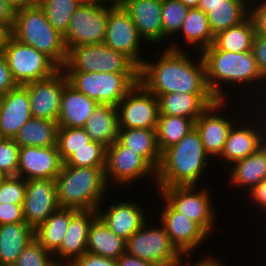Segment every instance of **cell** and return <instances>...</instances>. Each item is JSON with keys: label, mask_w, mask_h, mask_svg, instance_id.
<instances>
[{"label": "cell", "mask_w": 266, "mask_h": 266, "mask_svg": "<svg viewBox=\"0 0 266 266\" xmlns=\"http://www.w3.org/2000/svg\"><path fill=\"white\" fill-rule=\"evenodd\" d=\"M178 41L167 45L160 57L158 54V60H143L139 67V83L154 95L211 93L206 83L205 64L201 53L197 52L199 58H196L198 61L195 62L191 55L177 44Z\"/></svg>", "instance_id": "6da1fadb"}, {"label": "cell", "mask_w": 266, "mask_h": 266, "mask_svg": "<svg viewBox=\"0 0 266 266\" xmlns=\"http://www.w3.org/2000/svg\"><path fill=\"white\" fill-rule=\"evenodd\" d=\"M201 56L205 64L208 89L216 100H227L226 97H229L226 94L227 90L223 89L226 84L227 86L230 85L228 88L231 86L235 88L236 85L241 87L242 85L241 89H243L245 86L243 91H246V89L251 91L252 88L256 92L253 96L259 95L255 97L254 103L257 101L260 103L259 99L261 100L263 97L262 101L266 100V79L262 76L252 51L241 53L227 52L217 49L212 44L201 52ZM255 88L256 90L258 89V93Z\"/></svg>", "instance_id": "7a4b0ae2"}, {"label": "cell", "mask_w": 266, "mask_h": 266, "mask_svg": "<svg viewBox=\"0 0 266 266\" xmlns=\"http://www.w3.org/2000/svg\"><path fill=\"white\" fill-rule=\"evenodd\" d=\"M210 159L199 132L193 128L177 144L161 153L155 187L198 186Z\"/></svg>", "instance_id": "3957f363"}, {"label": "cell", "mask_w": 266, "mask_h": 266, "mask_svg": "<svg viewBox=\"0 0 266 266\" xmlns=\"http://www.w3.org/2000/svg\"><path fill=\"white\" fill-rule=\"evenodd\" d=\"M55 181L59 207L97 211L108 193L105 167L63 164Z\"/></svg>", "instance_id": "277c9868"}, {"label": "cell", "mask_w": 266, "mask_h": 266, "mask_svg": "<svg viewBox=\"0 0 266 266\" xmlns=\"http://www.w3.org/2000/svg\"><path fill=\"white\" fill-rule=\"evenodd\" d=\"M11 35L48 56L59 68L67 58L63 35L48 22L39 5L15 12Z\"/></svg>", "instance_id": "5b68a950"}, {"label": "cell", "mask_w": 266, "mask_h": 266, "mask_svg": "<svg viewBox=\"0 0 266 266\" xmlns=\"http://www.w3.org/2000/svg\"><path fill=\"white\" fill-rule=\"evenodd\" d=\"M68 83L98 104L117 106L139 83V73L65 72Z\"/></svg>", "instance_id": "8992f818"}, {"label": "cell", "mask_w": 266, "mask_h": 266, "mask_svg": "<svg viewBox=\"0 0 266 266\" xmlns=\"http://www.w3.org/2000/svg\"><path fill=\"white\" fill-rule=\"evenodd\" d=\"M61 69L64 72L139 73V67L129 57L104 43L68 49Z\"/></svg>", "instance_id": "52a82bcc"}, {"label": "cell", "mask_w": 266, "mask_h": 266, "mask_svg": "<svg viewBox=\"0 0 266 266\" xmlns=\"http://www.w3.org/2000/svg\"><path fill=\"white\" fill-rule=\"evenodd\" d=\"M190 186L156 187L160 197L178 213L199 224L210 236L216 225V212L209 189ZM196 190V191H195Z\"/></svg>", "instance_id": "ba28073f"}, {"label": "cell", "mask_w": 266, "mask_h": 266, "mask_svg": "<svg viewBox=\"0 0 266 266\" xmlns=\"http://www.w3.org/2000/svg\"><path fill=\"white\" fill-rule=\"evenodd\" d=\"M3 54L17 85H24L51 77L60 68L44 53L20 42L12 35Z\"/></svg>", "instance_id": "9c48e42d"}, {"label": "cell", "mask_w": 266, "mask_h": 266, "mask_svg": "<svg viewBox=\"0 0 266 266\" xmlns=\"http://www.w3.org/2000/svg\"><path fill=\"white\" fill-rule=\"evenodd\" d=\"M108 3L82 2L71 16L63 35L66 49L103 43L106 34Z\"/></svg>", "instance_id": "30bf717a"}, {"label": "cell", "mask_w": 266, "mask_h": 266, "mask_svg": "<svg viewBox=\"0 0 266 266\" xmlns=\"http://www.w3.org/2000/svg\"><path fill=\"white\" fill-rule=\"evenodd\" d=\"M150 220L126 241V252L142 260L150 261L158 266H171L178 260L182 254L173 245L164 229L159 222L151 226ZM149 224V226H148Z\"/></svg>", "instance_id": "8fae6325"}, {"label": "cell", "mask_w": 266, "mask_h": 266, "mask_svg": "<svg viewBox=\"0 0 266 266\" xmlns=\"http://www.w3.org/2000/svg\"><path fill=\"white\" fill-rule=\"evenodd\" d=\"M256 106V109L253 110H255L257 116L259 117L254 115L256 118H253V115L250 116L247 114H245L246 116H243L245 119L239 117L241 120L239 121L238 119V122L236 121L229 130L227 139L224 143V148L217 160L222 159L224 163L226 160V163L230 164L229 166H231L232 163L251 155L266 142V118L265 115H263L264 113L262 110L259 111L261 107L257 104ZM257 111H259V113ZM249 116L251 119L247 121L246 118ZM252 119H254L253 124L249 123L250 121L252 122ZM256 122L260 123H258L256 126ZM250 124L251 126H249Z\"/></svg>", "instance_id": "7c38bea8"}, {"label": "cell", "mask_w": 266, "mask_h": 266, "mask_svg": "<svg viewBox=\"0 0 266 266\" xmlns=\"http://www.w3.org/2000/svg\"><path fill=\"white\" fill-rule=\"evenodd\" d=\"M151 177L156 186V171L138 154L119 140L106 148L105 179L107 185L124 187L145 177ZM112 181V182H111Z\"/></svg>", "instance_id": "4fadbf2b"}, {"label": "cell", "mask_w": 266, "mask_h": 266, "mask_svg": "<svg viewBox=\"0 0 266 266\" xmlns=\"http://www.w3.org/2000/svg\"><path fill=\"white\" fill-rule=\"evenodd\" d=\"M142 41L144 39L124 8L121 5L108 3V18L103 43L111 49L125 54L140 67L145 60L141 55V48L144 47L140 44H145Z\"/></svg>", "instance_id": "5bb4252c"}, {"label": "cell", "mask_w": 266, "mask_h": 266, "mask_svg": "<svg viewBox=\"0 0 266 266\" xmlns=\"http://www.w3.org/2000/svg\"><path fill=\"white\" fill-rule=\"evenodd\" d=\"M120 129H156L158 99L140 83L136 84L117 105Z\"/></svg>", "instance_id": "9a60e30c"}, {"label": "cell", "mask_w": 266, "mask_h": 266, "mask_svg": "<svg viewBox=\"0 0 266 266\" xmlns=\"http://www.w3.org/2000/svg\"><path fill=\"white\" fill-rule=\"evenodd\" d=\"M162 202L164 204L161 207L160 216L157 215L158 222L164 226L178 251L182 255L191 257L193 250L196 251L198 247L200 248L210 235L199 224L175 211L163 198Z\"/></svg>", "instance_id": "2e32d148"}, {"label": "cell", "mask_w": 266, "mask_h": 266, "mask_svg": "<svg viewBox=\"0 0 266 266\" xmlns=\"http://www.w3.org/2000/svg\"><path fill=\"white\" fill-rule=\"evenodd\" d=\"M67 83V76L60 68L49 78L24 84L29 94L32 117L57 121Z\"/></svg>", "instance_id": "e0dca14e"}, {"label": "cell", "mask_w": 266, "mask_h": 266, "mask_svg": "<svg viewBox=\"0 0 266 266\" xmlns=\"http://www.w3.org/2000/svg\"><path fill=\"white\" fill-rule=\"evenodd\" d=\"M59 208L55 179L26 180L23 217L34 230Z\"/></svg>", "instance_id": "ac0fdd59"}, {"label": "cell", "mask_w": 266, "mask_h": 266, "mask_svg": "<svg viewBox=\"0 0 266 266\" xmlns=\"http://www.w3.org/2000/svg\"><path fill=\"white\" fill-rule=\"evenodd\" d=\"M226 103L228 99L216 100L195 121V128L200 134L204 149L212 160L221 155L229 130L238 121V118L228 119L220 113L228 107Z\"/></svg>", "instance_id": "d6986e66"}, {"label": "cell", "mask_w": 266, "mask_h": 266, "mask_svg": "<svg viewBox=\"0 0 266 266\" xmlns=\"http://www.w3.org/2000/svg\"><path fill=\"white\" fill-rule=\"evenodd\" d=\"M62 165L57 146L20 147L17 176L25 180L55 179Z\"/></svg>", "instance_id": "ffe728a7"}, {"label": "cell", "mask_w": 266, "mask_h": 266, "mask_svg": "<svg viewBox=\"0 0 266 266\" xmlns=\"http://www.w3.org/2000/svg\"><path fill=\"white\" fill-rule=\"evenodd\" d=\"M97 217V211L72 208V219L61 247L53 254L58 266H68L87 252L89 228Z\"/></svg>", "instance_id": "44dd1931"}, {"label": "cell", "mask_w": 266, "mask_h": 266, "mask_svg": "<svg viewBox=\"0 0 266 266\" xmlns=\"http://www.w3.org/2000/svg\"><path fill=\"white\" fill-rule=\"evenodd\" d=\"M103 203L97 209L98 217L110 230L125 241L138 231L149 218L146 211L142 209L143 205H138L134 200H119L107 208H103Z\"/></svg>", "instance_id": "7402d4cb"}, {"label": "cell", "mask_w": 266, "mask_h": 266, "mask_svg": "<svg viewBox=\"0 0 266 266\" xmlns=\"http://www.w3.org/2000/svg\"><path fill=\"white\" fill-rule=\"evenodd\" d=\"M120 5L130 15L146 44L163 42L162 0H122Z\"/></svg>", "instance_id": "603a6c76"}, {"label": "cell", "mask_w": 266, "mask_h": 266, "mask_svg": "<svg viewBox=\"0 0 266 266\" xmlns=\"http://www.w3.org/2000/svg\"><path fill=\"white\" fill-rule=\"evenodd\" d=\"M32 118L27 89L18 85L2 96L0 131L5 138H14L19 129Z\"/></svg>", "instance_id": "cb8c5ba5"}, {"label": "cell", "mask_w": 266, "mask_h": 266, "mask_svg": "<svg viewBox=\"0 0 266 266\" xmlns=\"http://www.w3.org/2000/svg\"><path fill=\"white\" fill-rule=\"evenodd\" d=\"M158 99L159 115L197 118L216 99L211 93H169L155 95Z\"/></svg>", "instance_id": "d4e9b609"}, {"label": "cell", "mask_w": 266, "mask_h": 266, "mask_svg": "<svg viewBox=\"0 0 266 266\" xmlns=\"http://www.w3.org/2000/svg\"><path fill=\"white\" fill-rule=\"evenodd\" d=\"M97 105V102L67 83L61 97V108L57 119L58 126L83 128Z\"/></svg>", "instance_id": "484cf974"}, {"label": "cell", "mask_w": 266, "mask_h": 266, "mask_svg": "<svg viewBox=\"0 0 266 266\" xmlns=\"http://www.w3.org/2000/svg\"><path fill=\"white\" fill-rule=\"evenodd\" d=\"M228 185L250 191L260 181L266 179V142L244 159L231 164Z\"/></svg>", "instance_id": "4316f807"}, {"label": "cell", "mask_w": 266, "mask_h": 266, "mask_svg": "<svg viewBox=\"0 0 266 266\" xmlns=\"http://www.w3.org/2000/svg\"><path fill=\"white\" fill-rule=\"evenodd\" d=\"M91 140L106 148L118 140L119 117L117 106L98 104L83 127Z\"/></svg>", "instance_id": "83f0119b"}, {"label": "cell", "mask_w": 266, "mask_h": 266, "mask_svg": "<svg viewBox=\"0 0 266 266\" xmlns=\"http://www.w3.org/2000/svg\"><path fill=\"white\" fill-rule=\"evenodd\" d=\"M248 0H222L214 5H198L207 14L214 35L238 25L249 16Z\"/></svg>", "instance_id": "f1b7e54d"}, {"label": "cell", "mask_w": 266, "mask_h": 266, "mask_svg": "<svg viewBox=\"0 0 266 266\" xmlns=\"http://www.w3.org/2000/svg\"><path fill=\"white\" fill-rule=\"evenodd\" d=\"M34 238V229L26 223L0 225V266H13Z\"/></svg>", "instance_id": "f546056e"}, {"label": "cell", "mask_w": 266, "mask_h": 266, "mask_svg": "<svg viewBox=\"0 0 266 266\" xmlns=\"http://www.w3.org/2000/svg\"><path fill=\"white\" fill-rule=\"evenodd\" d=\"M125 252L126 241L97 217L89 228L87 253L117 260Z\"/></svg>", "instance_id": "4dcf8cb0"}, {"label": "cell", "mask_w": 266, "mask_h": 266, "mask_svg": "<svg viewBox=\"0 0 266 266\" xmlns=\"http://www.w3.org/2000/svg\"><path fill=\"white\" fill-rule=\"evenodd\" d=\"M118 140L140 155L155 171L158 169L161 152L157 144L156 129H119Z\"/></svg>", "instance_id": "1f68e13d"}, {"label": "cell", "mask_w": 266, "mask_h": 266, "mask_svg": "<svg viewBox=\"0 0 266 266\" xmlns=\"http://www.w3.org/2000/svg\"><path fill=\"white\" fill-rule=\"evenodd\" d=\"M72 219V208L59 207L34 230L35 239L50 253L60 247Z\"/></svg>", "instance_id": "d6a6232c"}, {"label": "cell", "mask_w": 266, "mask_h": 266, "mask_svg": "<svg viewBox=\"0 0 266 266\" xmlns=\"http://www.w3.org/2000/svg\"><path fill=\"white\" fill-rule=\"evenodd\" d=\"M58 123L39 118L29 119L14 136L19 147L57 146Z\"/></svg>", "instance_id": "836d02e7"}, {"label": "cell", "mask_w": 266, "mask_h": 266, "mask_svg": "<svg viewBox=\"0 0 266 266\" xmlns=\"http://www.w3.org/2000/svg\"><path fill=\"white\" fill-rule=\"evenodd\" d=\"M179 33L182 34L181 38L186 42L185 45H190L199 53L212 45L215 37L210 28L207 14L198 8L189 9Z\"/></svg>", "instance_id": "e575fe53"}, {"label": "cell", "mask_w": 266, "mask_h": 266, "mask_svg": "<svg viewBox=\"0 0 266 266\" xmlns=\"http://www.w3.org/2000/svg\"><path fill=\"white\" fill-rule=\"evenodd\" d=\"M255 35L254 23L248 16L238 25L218 32L214 37L213 45L217 49L227 52H250Z\"/></svg>", "instance_id": "d590c367"}, {"label": "cell", "mask_w": 266, "mask_h": 266, "mask_svg": "<svg viewBox=\"0 0 266 266\" xmlns=\"http://www.w3.org/2000/svg\"><path fill=\"white\" fill-rule=\"evenodd\" d=\"M193 128L195 120L180 116L159 115L156 136L160 152L177 144Z\"/></svg>", "instance_id": "8d00e7d4"}, {"label": "cell", "mask_w": 266, "mask_h": 266, "mask_svg": "<svg viewBox=\"0 0 266 266\" xmlns=\"http://www.w3.org/2000/svg\"><path fill=\"white\" fill-rule=\"evenodd\" d=\"M80 0H39L38 5L51 26L64 35L69 27L71 16L81 5Z\"/></svg>", "instance_id": "74e56055"}, {"label": "cell", "mask_w": 266, "mask_h": 266, "mask_svg": "<svg viewBox=\"0 0 266 266\" xmlns=\"http://www.w3.org/2000/svg\"><path fill=\"white\" fill-rule=\"evenodd\" d=\"M179 0H162V29L163 40L178 36L186 14L189 11Z\"/></svg>", "instance_id": "f35d334b"}, {"label": "cell", "mask_w": 266, "mask_h": 266, "mask_svg": "<svg viewBox=\"0 0 266 266\" xmlns=\"http://www.w3.org/2000/svg\"><path fill=\"white\" fill-rule=\"evenodd\" d=\"M63 164L75 167H105L106 147L98 142L91 141L86 144V147L78 149L69 156Z\"/></svg>", "instance_id": "ab89813d"}, {"label": "cell", "mask_w": 266, "mask_h": 266, "mask_svg": "<svg viewBox=\"0 0 266 266\" xmlns=\"http://www.w3.org/2000/svg\"><path fill=\"white\" fill-rule=\"evenodd\" d=\"M90 136L85 132L84 128H63L58 129L57 147L61 161L64 162L69 156L78 149L86 147L91 142Z\"/></svg>", "instance_id": "60d3db41"}, {"label": "cell", "mask_w": 266, "mask_h": 266, "mask_svg": "<svg viewBox=\"0 0 266 266\" xmlns=\"http://www.w3.org/2000/svg\"><path fill=\"white\" fill-rule=\"evenodd\" d=\"M13 266H58L54 255L35 238L23 249Z\"/></svg>", "instance_id": "b9f144b4"}, {"label": "cell", "mask_w": 266, "mask_h": 266, "mask_svg": "<svg viewBox=\"0 0 266 266\" xmlns=\"http://www.w3.org/2000/svg\"><path fill=\"white\" fill-rule=\"evenodd\" d=\"M26 180L19 176H8L0 185V204L23 205Z\"/></svg>", "instance_id": "7bdbcfd3"}, {"label": "cell", "mask_w": 266, "mask_h": 266, "mask_svg": "<svg viewBox=\"0 0 266 266\" xmlns=\"http://www.w3.org/2000/svg\"><path fill=\"white\" fill-rule=\"evenodd\" d=\"M19 148L13 138L0 142V171L7 176H17Z\"/></svg>", "instance_id": "ee69618b"}, {"label": "cell", "mask_w": 266, "mask_h": 266, "mask_svg": "<svg viewBox=\"0 0 266 266\" xmlns=\"http://www.w3.org/2000/svg\"><path fill=\"white\" fill-rule=\"evenodd\" d=\"M255 1H249V16L254 23L256 34L266 36V0H259L257 4Z\"/></svg>", "instance_id": "f6af8a7d"}, {"label": "cell", "mask_w": 266, "mask_h": 266, "mask_svg": "<svg viewBox=\"0 0 266 266\" xmlns=\"http://www.w3.org/2000/svg\"><path fill=\"white\" fill-rule=\"evenodd\" d=\"M8 223H25L23 205L0 204V225Z\"/></svg>", "instance_id": "bcb514c9"}, {"label": "cell", "mask_w": 266, "mask_h": 266, "mask_svg": "<svg viewBox=\"0 0 266 266\" xmlns=\"http://www.w3.org/2000/svg\"><path fill=\"white\" fill-rule=\"evenodd\" d=\"M252 52L257 62V66L266 79V36L256 34L254 37Z\"/></svg>", "instance_id": "7dc6e473"}, {"label": "cell", "mask_w": 266, "mask_h": 266, "mask_svg": "<svg viewBox=\"0 0 266 266\" xmlns=\"http://www.w3.org/2000/svg\"><path fill=\"white\" fill-rule=\"evenodd\" d=\"M68 266H117V262L112 258H105L86 252Z\"/></svg>", "instance_id": "c3c4849f"}, {"label": "cell", "mask_w": 266, "mask_h": 266, "mask_svg": "<svg viewBox=\"0 0 266 266\" xmlns=\"http://www.w3.org/2000/svg\"><path fill=\"white\" fill-rule=\"evenodd\" d=\"M17 86L18 85L12 77L4 54L0 53V96L5 95Z\"/></svg>", "instance_id": "681fc988"}, {"label": "cell", "mask_w": 266, "mask_h": 266, "mask_svg": "<svg viewBox=\"0 0 266 266\" xmlns=\"http://www.w3.org/2000/svg\"><path fill=\"white\" fill-rule=\"evenodd\" d=\"M249 193V200L252 199L257 206L260 207V211H262L266 215V179L260 181L256 184Z\"/></svg>", "instance_id": "f907efd6"}, {"label": "cell", "mask_w": 266, "mask_h": 266, "mask_svg": "<svg viewBox=\"0 0 266 266\" xmlns=\"http://www.w3.org/2000/svg\"><path fill=\"white\" fill-rule=\"evenodd\" d=\"M210 255L211 254H207V257L204 256L202 260L200 259V261H196V263L189 259V255H182L171 266H226L224 265V263L221 262V260L218 261L212 255Z\"/></svg>", "instance_id": "816d5d0a"}, {"label": "cell", "mask_w": 266, "mask_h": 266, "mask_svg": "<svg viewBox=\"0 0 266 266\" xmlns=\"http://www.w3.org/2000/svg\"><path fill=\"white\" fill-rule=\"evenodd\" d=\"M117 266H158L157 264L142 260L135 256L128 254L127 252L123 253L117 260Z\"/></svg>", "instance_id": "f5cc1de1"}, {"label": "cell", "mask_w": 266, "mask_h": 266, "mask_svg": "<svg viewBox=\"0 0 266 266\" xmlns=\"http://www.w3.org/2000/svg\"><path fill=\"white\" fill-rule=\"evenodd\" d=\"M14 18V10L5 0H0V23L6 25L11 30L14 25Z\"/></svg>", "instance_id": "db71d44e"}, {"label": "cell", "mask_w": 266, "mask_h": 266, "mask_svg": "<svg viewBox=\"0 0 266 266\" xmlns=\"http://www.w3.org/2000/svg\"><path fill=\"white\" fill-rule=\"evenodd\" d=\"M5 1L14 10V12H16L21 9L38 5L39 0H5Z\"/></svg>", "instance_id": "11a10c76"}, {"label": "cell", "mask_w": 266, "mask_h": 266, "mask_svg": "<svg viewBox=\"0 0 266 266\" xmlns=\"http://www.w3.org/2000/svg\"><path fill=\"white\" fill-rule=\"evenodd\" d=\"M10 35L11 30L6 25L0 23V53H3L6 42Z\"/></svg>", "instance_id": "9f6ffc18"}, {"label": "cell", "mask_w": 266, "mask_h": 266, "mask_svg": "<svg viewBox=\"0 0 266 266\" xmlns=\"http://www.w3.org/2000/svg\"><path fill=\"white\" fill-rule=\"evenodd\" d=\"M182 2L186 7L191 8H198V4L200 0H179Z\"/></svg>", "instance_id": "6f0895ef"}, {"label": "cell", "mask_w": 266, "mask_h": 266, "mask_svg": "<svg viewBox=\"0 0 266 266\" xmlns=\"http://www.w3.org/2000/svg\"><path fill=\"white\" fill-rule=\"evenodd\" d=\"M222 0H200L198 5H214Z\"/></svg>", "instance_id": "680465c9"}, {"label": "cell", "mask_w": 266, "mask_h": 266, "mask_svg": "<svg viewBox=\"0 0 266 266\" xmlns=\"http://www.w3.org/2000/svg\"><path fill=\"white\" fill-rule=\"evenodd\" d=\"M98 1L113 4V5H120L122 0H98Z\"/></svg>", "instance_id": "91938a15"}, {"label": "cell", "mask_w": 266, "mask_h": 266, "mask_svg": "<svg viewBox=\"0 0 266 266\" xmlns=\"http://www.w3.org/2000/svg\"><path fill=\"white\" fill-rule=\"evenodd\" d=\"M265 103H266V101H263V102L261 101L259 104H260L261 107L262 106L264 107V108L262 107L261 110H263L262 112L265 113L264 115H265V118H266V104Z\"/></svg>", "instance_id": "94428289"}, {"label": "cell", "mask_w": 266, "mask_h": 266, "mask_svg": "<svg viewBox=\"0 0 266 266\" xmlns=\"http://www.w3.org/2000/svg\"><path fill=\"white\" fill-rule=\"evenodd\" d=\"M7 177H8L7 175H5L3 172L0 171V185Z\"/></svg>", "instance_id": "6125c7cd"}, {"label": "cell", "mask_w": 266, "mask_h": 266, "mask_svg": "<svg viewBox=\"0 0 266 266\" xmlns=\"http://www.w3.org/2000/svg\"><path fill=\"white\" fill-rule=\"evenodd\" d=\"M81 2H97L98 0H80Z\"/></svg>", "instance_id": "be15d7a7"}, {"label": "cell", "mask_w": 266, "mask_h": 266, "mask_svg": "<svg viewBox=\"0 0 266 266\" xmlns=\"http://www.w3.org/2000/svg\"><path fill=\"white\" fill-rule=\"evenodd\" d=\"M5 137L2 135L1 131H0V142L4 139Z\"/></svg>", "instance_id": "e7e4bbea"}, {"label": "cell", "mask_w": 266, "mask_h": 266, "mask_svg": "<svg viewBox=\"0 0 266 266\" xmlns=\"http://www.w3.org/2000/svg\"><path fill=\"white\" fill-rule=\"evenodd\" d=\"M1 102H2V96H0V107H1Z\"/></svg>", "instance_id": "03108f58"}]
</instances>
